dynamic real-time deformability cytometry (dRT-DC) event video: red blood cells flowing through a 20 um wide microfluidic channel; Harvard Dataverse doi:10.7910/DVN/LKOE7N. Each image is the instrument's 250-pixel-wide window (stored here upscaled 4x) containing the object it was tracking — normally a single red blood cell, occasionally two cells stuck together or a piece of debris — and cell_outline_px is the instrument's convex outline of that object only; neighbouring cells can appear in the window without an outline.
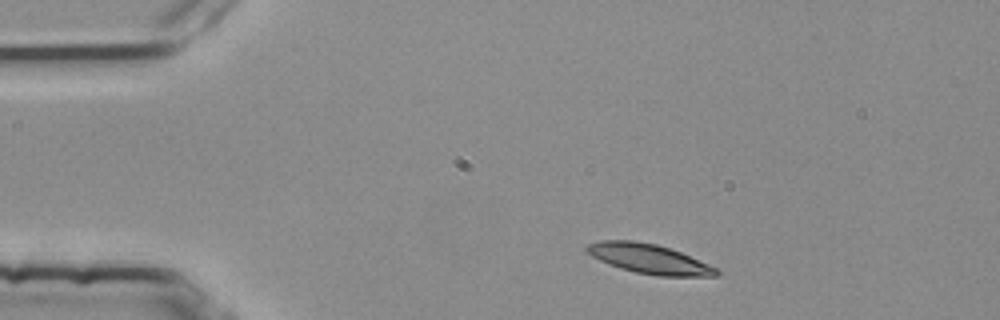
{"species": "common noctule bat (a hibernating species)", "species_latin": "Nyctalus noctula", "temperature_condition": "room temperature", "stored_images_in_passage": 2, "camera_frame_rate_fps": 3000, "um_per_image_px": 0.085, "animal": {"sex": "female", "body_mass_g": 25.1}, "frame": {"image": 1, "passage_image": 1, "time_ms": 0.0, "image_size_px": [1000, 320], "cell_outline_px": [[720, 272], [716, 276], [660, 276], [636, 272], [620, 268], [608, 264], [592, 256], [584, 248], [588, 244], [600, 240], [632, 240], [656, 244], [680, 252], [708, 264], [716, 268]], "centroid_in_image_um": [55.14, 22.0], "position_along_channel_um": 29.9, "area_um2": 22.08}}